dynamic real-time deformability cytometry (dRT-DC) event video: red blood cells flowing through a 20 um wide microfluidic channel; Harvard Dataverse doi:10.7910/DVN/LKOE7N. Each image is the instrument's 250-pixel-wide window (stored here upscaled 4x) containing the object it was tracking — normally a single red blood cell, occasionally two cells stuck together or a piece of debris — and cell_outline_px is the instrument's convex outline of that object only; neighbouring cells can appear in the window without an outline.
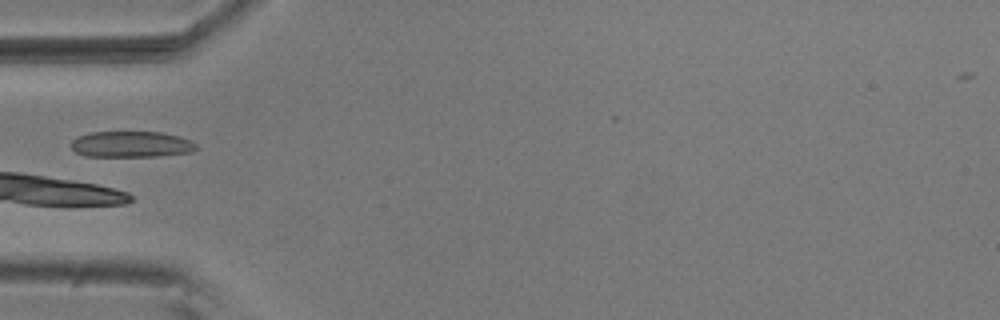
{"species": "common noctule bat (a hibernating species)", "species_latin": "Nyctalus noctula", "temperature_condition": "room temperature", "stored_images_in_passage": 7, "camera_frame_rate_fps": 3000, "um_per_image_px": 0.085, "animal": {"sex": "male", "body_mass_g": 20.5, "forearm_length_mm": 52.5}, "frame": {"image": 1, "passage_image": 5, "time_ms": 1.333, "image_size_px": [1000, 320], "cell_outline_px": [[200, 148], [192, 152], [160, 156], [88, 156], [76, 152], [68, 144], [76, 136], [92, 132], [160, 132], [180, 136], [192, 140]], "centroid_in_image_um": [11.19, 12.26], "position_along_channel_um": 73.8, "area_um2": 19.25}}
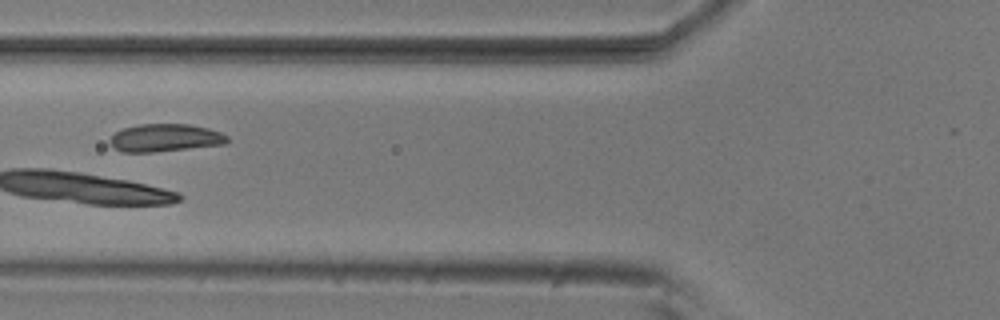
{"frame": {"image": 2, "passage_image": 6, "time_ms": 1.667, "image_size_px": [1000, 320], "cell_outline_px": [[228, 144], [152, 152], [124, 152], [108, 144], [108, 140], [116, 132], [124, 128], [140, 124], [188, 124], [208, 128], [220, 132], [228, 136]], "centroid_in_image_um": [14.05, 11.71], "position_along_channel_um": 111.8, "area_um2": 18.96}}